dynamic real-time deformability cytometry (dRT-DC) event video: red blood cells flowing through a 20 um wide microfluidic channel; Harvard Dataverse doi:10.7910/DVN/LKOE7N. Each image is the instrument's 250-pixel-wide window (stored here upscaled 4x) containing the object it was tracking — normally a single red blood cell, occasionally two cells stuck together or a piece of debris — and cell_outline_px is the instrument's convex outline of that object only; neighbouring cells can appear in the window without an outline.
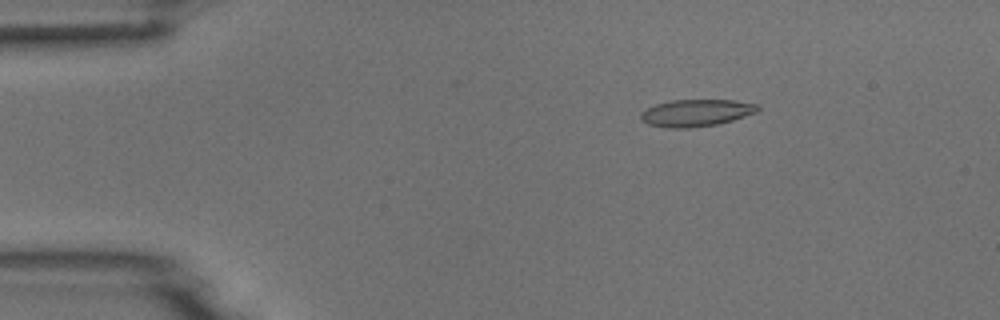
{"species": "common noctule bat (a hibernating species)", "species_latin": "Nyctalus noctula", "temperature_condition": "room temperature", "stored_images_in_passage": 53, "camera_frame_rate_fps": 3000, "um_per_image_px": 0.085, "animal": {"sex": "male", "body_mass_g": 18.8}, "frame": {"image": 1, "passage_image": 9, "time_ms": 2.667, "image_size_px": [1000, 320], "cell_outline_px": [[760, 108], [756, 112], [732, 120], [716, 124], [688, 128], [668, 128], [648, 124], [640, 120], [640, 112], [656, 104], [668, 100], [732, 100], [760, 104]], "centroid_in_image_um": [59.15, 9.59], "position_along_channel_um": 25.9, "area_um2": 18.44}}
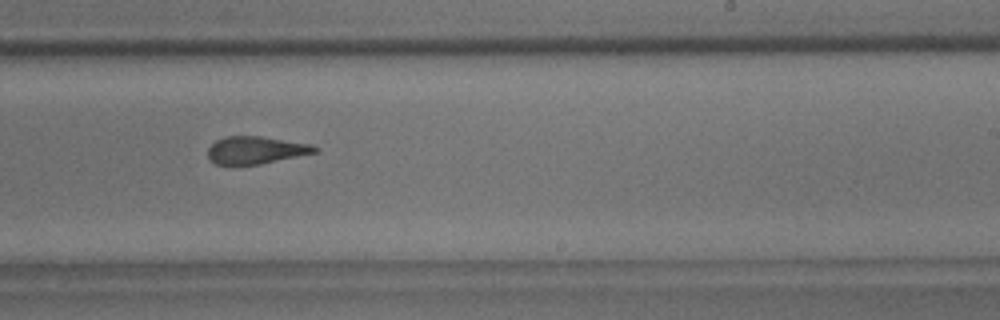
{"frame": {"image": 2, "passage_image": 33, "time_ms": 10.667, "image_size_px": [1000, 320], "cell_outline_px": [[320, 148], [316, 152], [260, 164], [216, 164], [208, 160], [208, 148], [216, 140], [224, 136], [260, 136], [312, 144]], "centroid_in_image_um": [21.73, 12.75], "position_along_channel_um": 267.3, "area_um2": 17.05}}
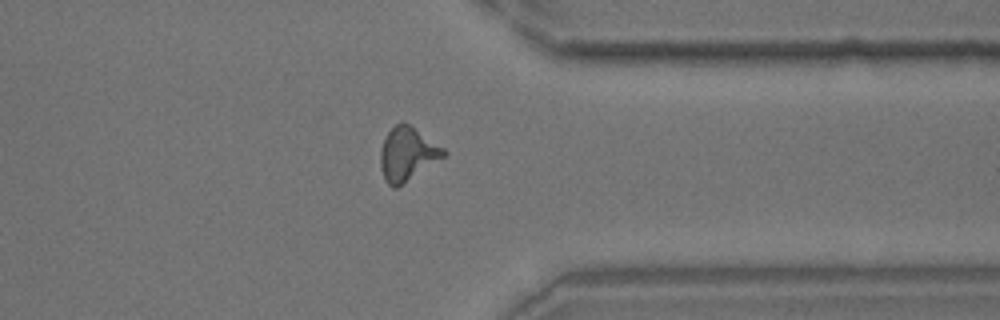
{"frame": {"image": 3, "passage_image": 42, "time_ms": 13.667, "image_size_px": [1000, 320], "cell_outline_px": [[448, 152], [444, 156], [396, 188], [392, 188], [384, 180], [380, 168], [380, 148], [388, 132], [400, 120], [408, 124], [444, 148]], "centroid_in_image_um": [34.58, 13.09], "position_along_channel_um": 376.8, "area_um2": 19.42}}